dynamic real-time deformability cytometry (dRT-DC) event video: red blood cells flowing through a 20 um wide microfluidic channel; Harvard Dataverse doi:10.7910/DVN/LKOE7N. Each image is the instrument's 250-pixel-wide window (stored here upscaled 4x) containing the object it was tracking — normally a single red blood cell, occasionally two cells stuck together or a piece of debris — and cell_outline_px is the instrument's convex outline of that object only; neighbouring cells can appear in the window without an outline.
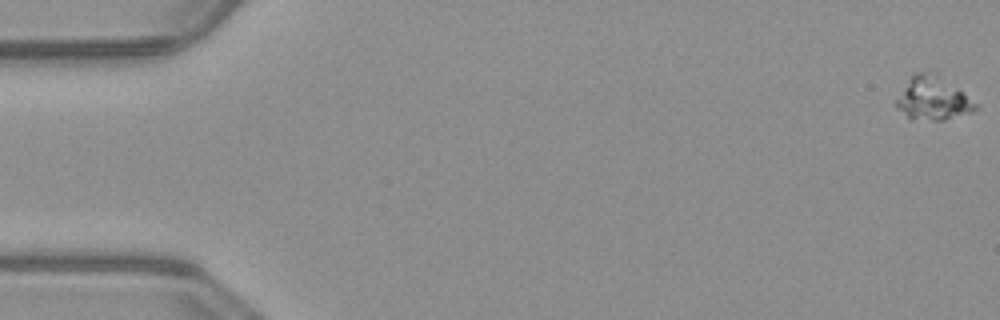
{"species": "common noctule bat (a hibernating species)", "species_latin": "Nyctalus noctula", "temperature_condition": "warm", "stored_images_in_passage": 53, "camera_frame_rate_fps": 3000, "um_per_image_px": 0.085, "animal": {"sex": "male", "body_mass_g": 23.1, "forearm_length_mm": 52.7}, "frame": {"image": 1, "passage_image": 1, "time_ms": 0.0, "image_size_px": [1000, 320], "cell_outline_px": [[976, 108], [972, 112], [944, 120], [912, 120], [896, 108], [896, 100], [912, 76], [916, 72], [920, 72], [956, 88], [964, 92], [976, 104]], "centroid_in_image_um": [79.27, 8.48], "position_along_channel_um": 5.7, "area_um2": 18.67}}
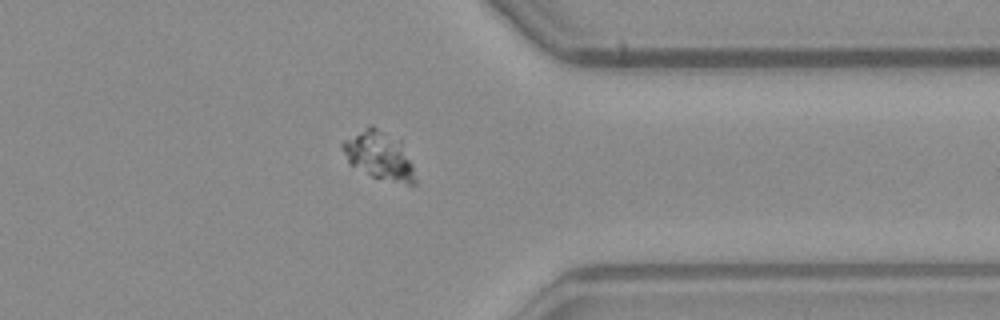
{"frame": {"image": 2, "passage_image": 42, "time_ms": 13.667, "image_size_px": [1000, 320], "cell_outline_px": [[416, 184], [408, 184], [372, 176], [348, 164], [340, 148], [340, 144], [344, 140], [368, 124], [372, 124], [400, 140], [412, 164], [416, 180]], "centroid_in_image_um": [32.18, 13.18], "position_along_channel_um": 379.2, "area_um2": 20.52}}
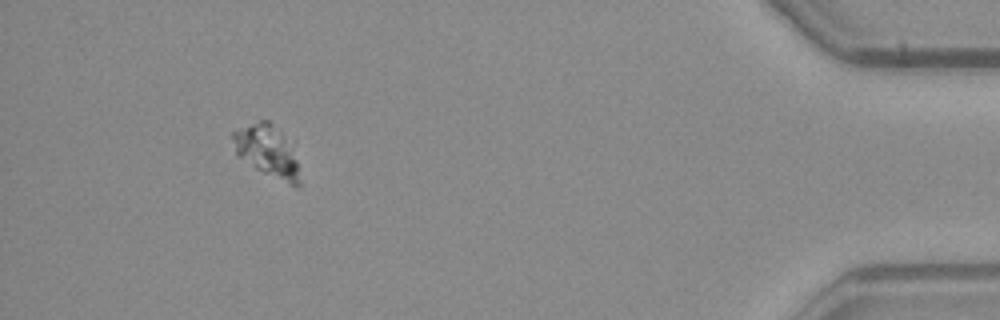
{"frame": {"image": 3, "passage_image": 49, "time_ms": 16.0, "image_size_px": [1000, 320], "cell_outline_px": [[300, 188], [296, 188], [256, 168], [240, 156], [236, 152], [232, 136], [232, 132], [260, 120], [268, 120], [280, 128], [296, 160], [300, 184]], "centroid_in_image_um": [22.73, 12.83], "position_along_channel_um": 412.5, "area_um2": 19.42}}